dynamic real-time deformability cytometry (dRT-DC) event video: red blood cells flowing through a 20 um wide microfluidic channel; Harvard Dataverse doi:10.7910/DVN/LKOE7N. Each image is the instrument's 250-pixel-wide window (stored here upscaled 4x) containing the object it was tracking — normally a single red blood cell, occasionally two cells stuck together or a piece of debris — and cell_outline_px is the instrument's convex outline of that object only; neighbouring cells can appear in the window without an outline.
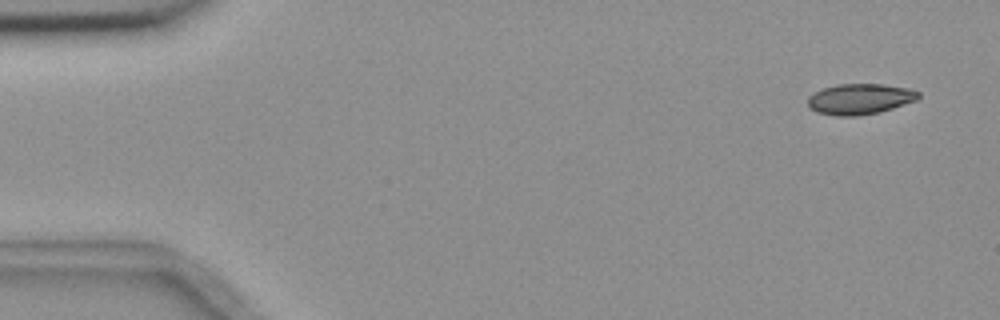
{"species": "common noctule bat (a hibernating species)", "species_latin": "Nyctalus noctula", "temperature_condition": "room temperature", "stored_images_in_passage": 5, "camera_frame_rate_fps": 3000, "um_per_image_px": 0.085, "animal": {"sex": "female", "body_mass_g": 18.4}, "frame": {"image": 1, "passage_image": 1, "time_ms": 0.0, "image_size_px": [1000, 320], "cell_outline_px": [[920, 96], [916, 100], [880, 112], [856, 116], [836, 116], [816, 112], [808, 108], [808, 96], [812, 92], [836, 84], [884, 84], [908, 88], [920, 92]], "centroid_in_image_um": [73.05, 8.41], "position_along_channel_um": 11.9, "area_um2": 19.94}}